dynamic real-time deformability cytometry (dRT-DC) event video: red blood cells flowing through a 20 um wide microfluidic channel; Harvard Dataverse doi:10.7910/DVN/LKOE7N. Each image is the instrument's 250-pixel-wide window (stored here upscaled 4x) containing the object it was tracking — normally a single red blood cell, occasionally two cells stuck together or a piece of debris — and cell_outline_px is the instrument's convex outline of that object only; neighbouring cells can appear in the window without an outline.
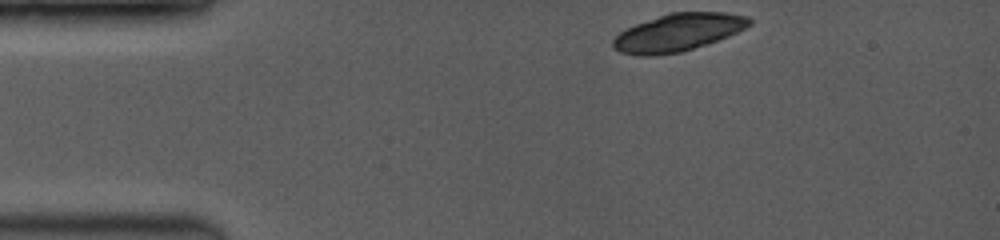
{"species": "common noctule bat (a hibernating species)", "species_latin": "Nyctalus noctula", "temperature_condition": "room temperature", "stored_images_in_passage": 16, "camera_frame_rate_fps": 3500, "um_per_image_px": 0.085, "animal": {"sex": "female", "body_mass_g": 19.0, "forearm_length_mm": 53.3}, "frame": {"image": 1, "passage_image": 1, "time_ms": 0.0, "image_size_px": [1000, 240], "cell_outline_px": [[752, 24], [728, 36], [680, 52], [656, 56], [636, 56], [620, 52], [612, 48], [612, 40], [620, 32], [636, 24], [672, 12], [724, 12], [748, 16], [752, 20]], "centroid_in_image_um": [57.61, 2.77], "position_along_channel_um": 27.4, "area_um2": 29.59}}